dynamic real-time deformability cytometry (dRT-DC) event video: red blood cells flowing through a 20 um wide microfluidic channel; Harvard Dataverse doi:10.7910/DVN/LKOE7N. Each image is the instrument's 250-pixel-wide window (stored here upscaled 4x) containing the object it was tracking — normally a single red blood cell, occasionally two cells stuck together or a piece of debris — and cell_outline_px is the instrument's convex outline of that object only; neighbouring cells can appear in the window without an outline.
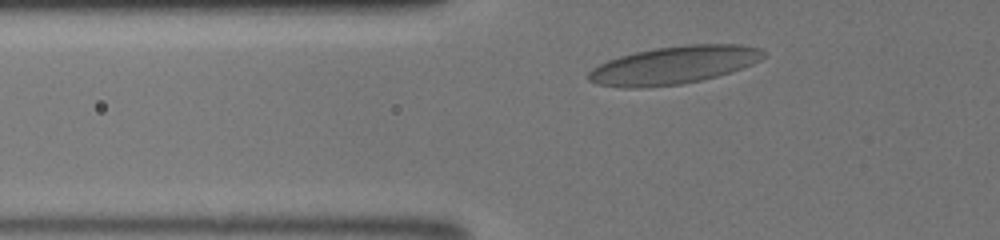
{"species": "human", "species_latin": "Homo sapiens", "temperature_condition": "room temperature", "stored_images_in_passage": 28, "camera_frame_rate_fps": 3000, "um_per_image_px": 0.085, "donor": {"sex": "male"}, "frame": {"image": 1, "passage_image": 4, "time_ms": 1.0, "image_size_px": [1000, 240], "cell_outline_px": [[764, 56], [760, 60], [752, 64], [732, 72], [700, 80], [680, 84], [636, 88], [624, 88], [596, 84], [588, 80], [588, 72], [592, 68], [608, 60], [620, 56], [636, 52], [656, 48], [688, 44], [740, 44], [760, 48], [764, 52]], "centroid_in_image_um": [57.27, 5.53], "position_along_channel_um": 68.5, "area_um2": 38.44}}
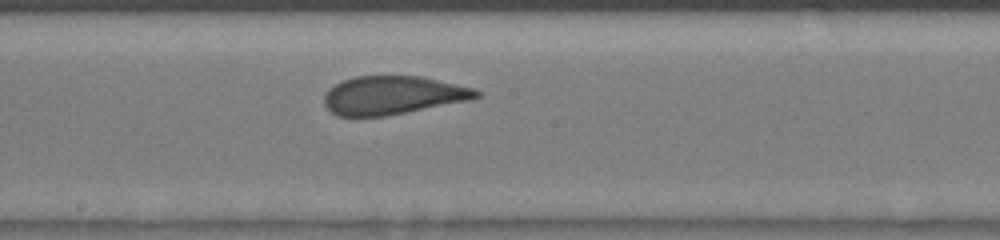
{"frame": {"image": 2, "passage_image": 14, "time_ms": 4.333, "image_size_px": [1000, 240], "cell_outline_px": [[480, 96], [468, 100], [384, 116], [336, 116], [324, 104], [324, 96], [328, 88], [344, 80], [356, 76], [420, 76], [472, 88], [480, 92]], "centroid_in_image_um": [33.33, 8.09], "position_along_channel_um": 214.9, "area_um2": 33.52}}
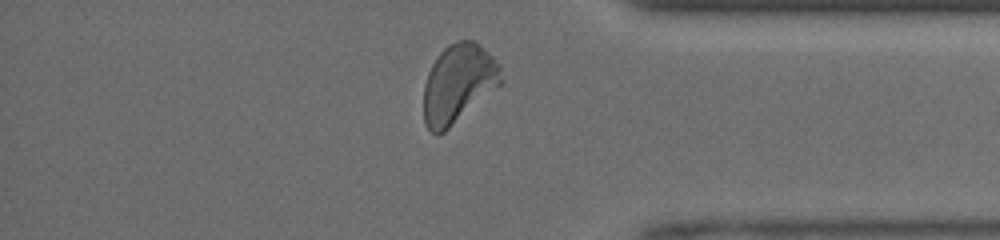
{"frame": {"image": 3, "passage_image": 26, "time_ms": 8.333, "image_size_px": [1000, 240], "cell_outline_px": [[504, 84], [444, 132], [436, 136], [424, 124], [424, 84], [428, 72], [432, 64], [440, 52], [448, 44], [460, 40], [472, 40], [480, 44], [500, 64], [504, 80]], "centroid_in_image_um": [39.0, 7.11], "position_along_channel_um": 396.2, "area_um2": 36.07}}